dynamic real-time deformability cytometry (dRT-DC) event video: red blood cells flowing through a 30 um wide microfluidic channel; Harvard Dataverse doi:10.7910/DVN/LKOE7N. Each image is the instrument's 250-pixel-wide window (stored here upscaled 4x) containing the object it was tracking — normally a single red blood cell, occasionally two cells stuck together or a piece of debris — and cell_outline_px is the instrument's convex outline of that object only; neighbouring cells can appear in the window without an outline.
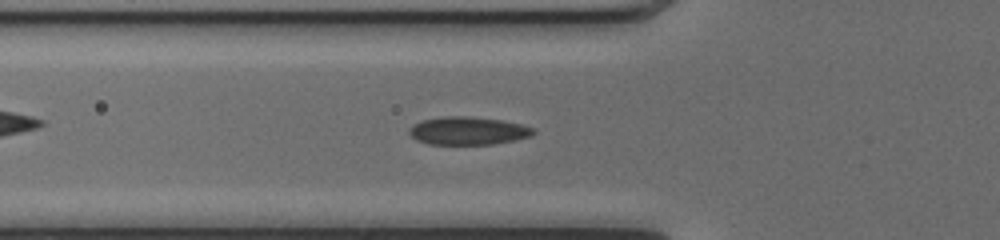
{"species": "common noctule bat (a hibernating species)", "species_latin": "Nyctalus noctula", "temperature_condition": "cold", "stored_images_in_passage": 50, "camera_frame_rate_fps": 3000, "um_per_image_px": 0.085, "animal": {"sex": "female", "body_mass_g": 17.0, "forearm_length_mm": 48.0}, "frame": {"image": 1, "passage_image": 17, "time_ms": 5.333, "image_size_px": [1000, 240], "cell_outline_px": [[536, 132], [532, 136], [492, 144], [428, 144], [416, 140], [408, 132], [408, 128], [412, 124], [424, 120], [440, 116], [472, 116], [504, 120], [524, 124], [536, 128]], "centroid_in_image_um": [39.8, 11.1], "position_along_channel_um": 86.0, "area_um2": 20.58}}
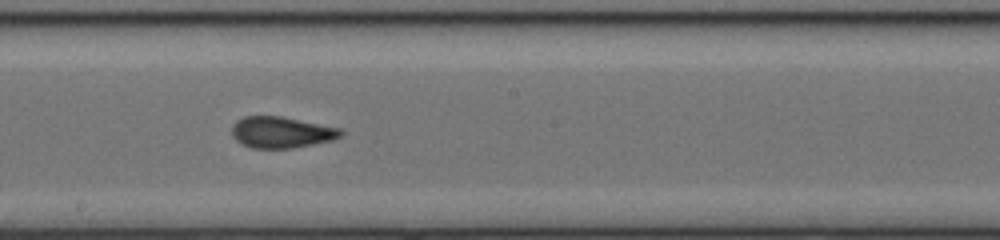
{"frame": {"image": 2, "passage_image": 27, "time_ms": 8.667, "image_size_px": [1000, 240], "cell_outline_px": [[344, 132], [340, 136], [332, 140], [292, 148], [252, 148], [236, 140], [232, 136], [232, 124], [236, 120], [244, 116], [280, 116], [340, 128]], "centroid_in_image_um": [23.88, 11.24], "position_along_channel_um": 224.3, "area_um2": 19.71}}
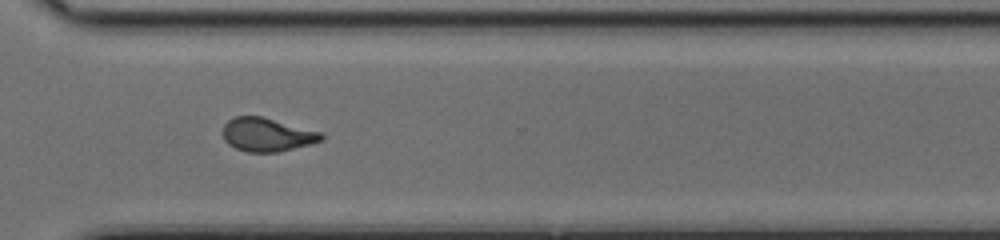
{"frame": {"image": 3, "passage_image": 36, "time_ms": 11.667, "image_size_px": [1000, 240], "cell_outline_px": [[324, 140], [276, 152], [248, 152], [236, 148], [228, 144], [224, 140], [224, 124], [228, 120], [236, 116], [260, 116], [324, 132]], "centroid_in_image_um": [22.72, 11.44], "position_along_channel_um": 347.9, "area_um2": 19.13}, "authors_computed_cell_mechanics": {"area_um2": 19.7098, "velocity_mm_per_s": 4.1413, "shape_relaxation_time_tau1_ms": null, "shape_relaxation_time_tau2_ms": 1.0812, "deformation_change_tau1": null, "deformation_change_tau2": 0.0662}}